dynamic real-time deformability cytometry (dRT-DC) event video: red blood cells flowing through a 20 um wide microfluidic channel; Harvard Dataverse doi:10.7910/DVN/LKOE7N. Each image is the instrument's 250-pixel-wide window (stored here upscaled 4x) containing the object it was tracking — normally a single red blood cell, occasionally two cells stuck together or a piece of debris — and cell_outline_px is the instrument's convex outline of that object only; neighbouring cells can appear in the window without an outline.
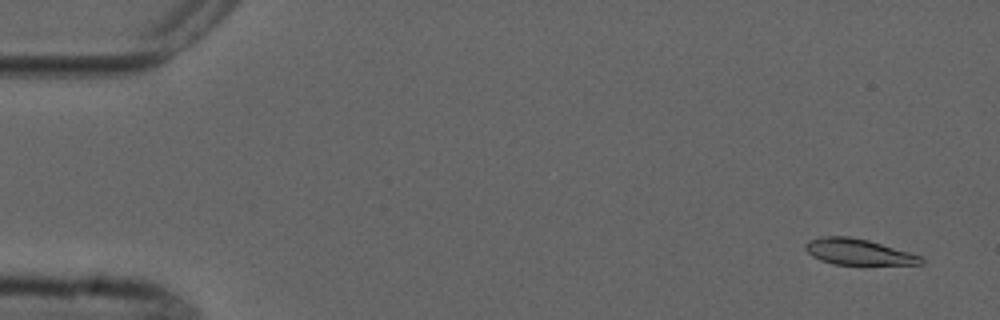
{"species": "common noctule bat (a hibernating species)", "species_latin": "Nyctalus noctula", "temperature_condition": "cold", "stored_images_in_passage": 5, "camera_frame_rate_fps": 3000, "um_per_image_px": 0.085, "animal": {"sex": "male", "forearm_length_mm": 52.5}, "frame": {"image": 1, "passage_image": 1, "time_ms": 0.0, "image_size_px": [1000, 320], "cell_outline_px": [[924, 264], [832, 264], [820, 260], [812, 256], [804, 248], [804, 244], [808, 240], [820, 236], [848, 236], [868, 240], [908, 252], [920, 256], [924, 260]], "centroid_in_image_um": [72.88, 21.4], "position_along_channel_um": 12.1, "area_um2": 17.34}}
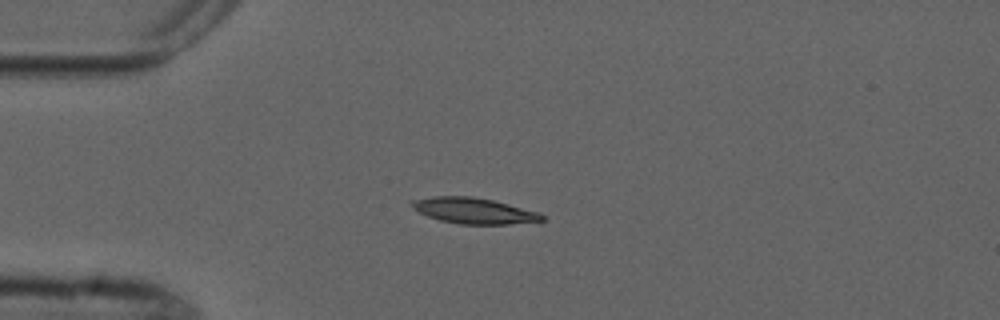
{"frame": {"image": 2, "passage_image": 4, "time_ms": 3.667, "image_size_px": [1000, 320], "cell_outline_px": [[544, 220], [540, 224], [460, 224], [440, 220], [428, 216], [420, 212], [408, 204], [408, 200], [432, 196], [472, 196], [492, 200], [540, 212], [544, 216]], "centroid_in_image_um": [40.34, 17.92], "position_along_channel_um": 44.7, "area_um2": 20.06}}